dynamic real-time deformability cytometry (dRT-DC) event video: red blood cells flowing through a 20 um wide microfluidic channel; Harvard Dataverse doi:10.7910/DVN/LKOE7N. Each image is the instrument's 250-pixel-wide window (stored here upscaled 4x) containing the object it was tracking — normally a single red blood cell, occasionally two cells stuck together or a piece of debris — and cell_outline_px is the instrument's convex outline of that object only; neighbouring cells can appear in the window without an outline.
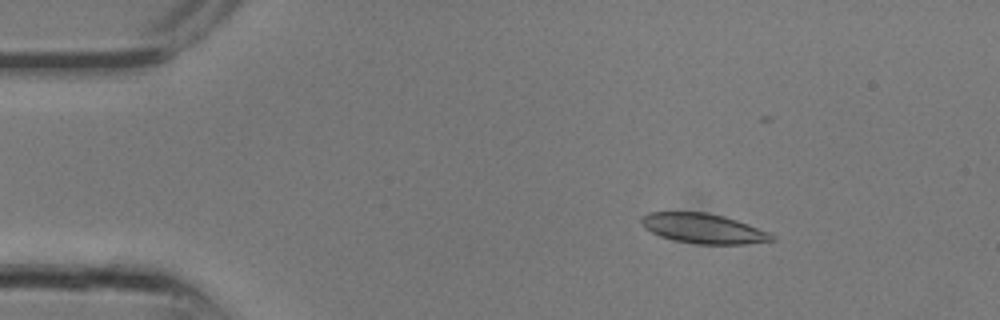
{"species": "common noctule bat (a hibernating species)", "species_latin": "Nyctalus noctula", "temperature_condition": "room temperature", "stored_images_in_passage": 27, "camera_frame_rate_fps": 3000, "um_per_image_px": 0.085, "animal": {"sex": "male", "body_mass_g": 13.3}, "frame": {"image": 1, "passage_image": 4, "time_ms": 1.0, "image_size_px": [1000, 320], "cell_outline_px": [[776, 240], [744, 244], [696, 244], [676, 240], [660, 236], [644, 228], [640, 224], [640, 216], [648, 212], [704, 212], [724, 216], [748, 224], [768, 232], [776, 236]], "centroid_in_image_um": [59.76, 19.42], "position_along_channel_um": 25.2, "area_um2": 22.72}}
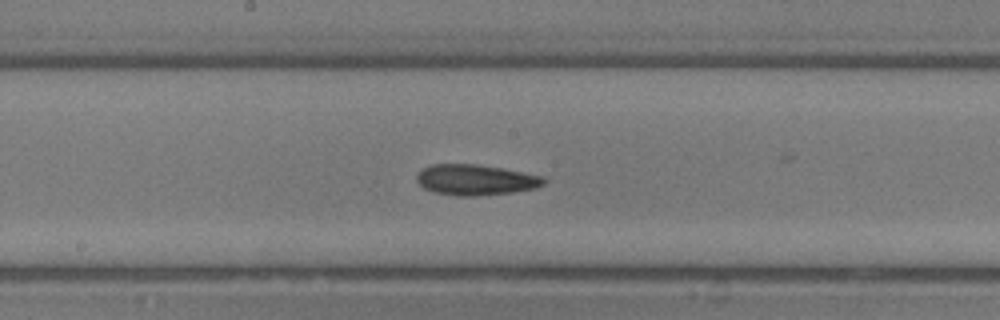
{"frame": {"image": 2, "passage_image": 14, "time_ms": 4.333, "image_size_px": [1000, 320], "cell_outline_px": [[548, 180], [544, 184], [536, 188], [512, 192], [476, 196], [456, 196], [432, 192], [424, 188], [416, 180], [416, 176], [424, 168], [432, 164], [476, 164], [500, 168], [544, 176]], "centroid_in_image_um": [40.44, 15.29], "position_along_channel_um": 207.8, "area_um2": 22.72}}
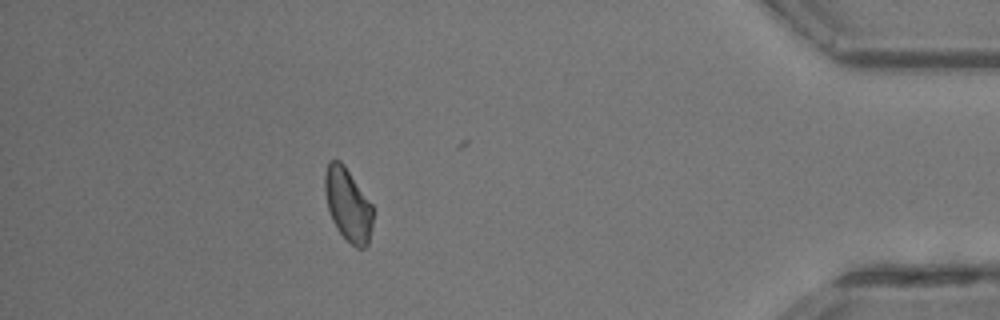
{"frame": {"image": 3, "passage_image": 24, "time_ms": 7.667, "image_size_px": [1000, 320], "cell_outline_px": [[372, 228], [368, 244], [364, 248], [356, 248], [336, 228], [332, 220], [328, 208], [324, 188], [324, 172], [328, 160], [340, 160], [344, 164], [372, 204]], "centroid_in_image_um": [29.56, 17.37], "position_along_channel_um": 405.6, "area_um2": 20.46}}